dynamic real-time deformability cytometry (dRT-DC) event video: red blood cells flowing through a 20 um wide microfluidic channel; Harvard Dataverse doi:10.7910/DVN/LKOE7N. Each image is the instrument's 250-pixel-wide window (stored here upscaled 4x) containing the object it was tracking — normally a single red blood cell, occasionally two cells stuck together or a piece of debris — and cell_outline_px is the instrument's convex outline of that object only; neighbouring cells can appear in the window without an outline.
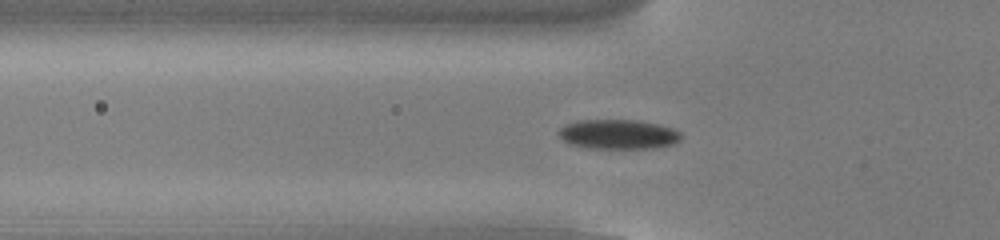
{"species": "common noctule bat (a hibernating species)", "species_latin": "Nyctalus noctula", "temperature_condition": "cold", "stored_images_in_passage": 55, "camera_frame_rate_fps": 3000, "um_per_image_px": 0.085, "animal": {"sex": "male", "body_mass_g": 13.0, "forearm_length_mm": 53.1}, "frame": {"image": 1, "passage_image": 19, "time_ms": 6.0, "image_size_px": [1000, 240], "cell_outline_px": [[680, 140], [672, 144], [656, 148], [588, 148], [568, 144], [560, 136], [560, 128], [564, 124], [580, 120], [640, 120], [660, 124], [672, 128], [680, 132]], "centroid_in_image_um": [52.56, 11.41], "position_along_channel_um": 73.2, "area_um2": 21.15}}
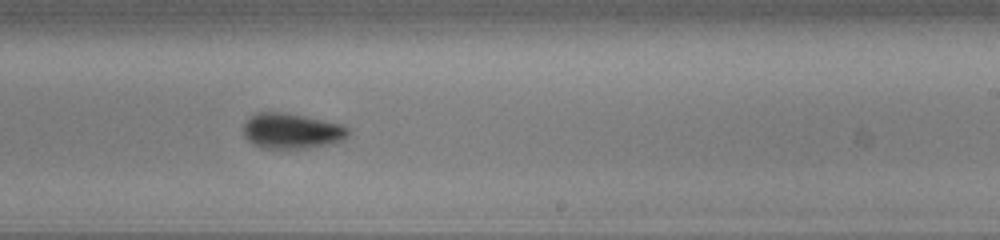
{"frame": {"image": 2, "passage_image": 34, "time_ms": 11.0, "image_size_px": [1000, 240], "cell_outline_px": [[348, 136], [344, 140], [328, 144], [308, 148], [260, 148], [252, 144], [244, 136], [244, 124], [248, 116], [256, 112], [280, 112], [304, 116], [340, 124], [348, 128]], "centroid_in_image_um": [24.75, 11.13], "position_along_channel_um": 264.3, "area_um2": 21.62}}
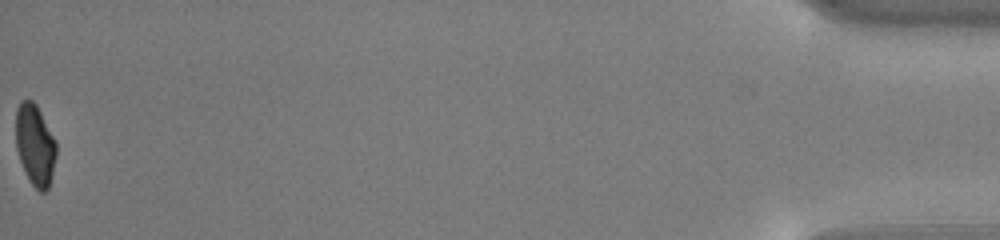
{"frame": {"image": 3, "passage_image": 55, "time_ms": 18.0, "image_size_px": [1000, 240], "cell_outline_px": [[56, 156], [52, 176], [48, 188], [44, 192], [40, 192], [28, 180], [20, 160], [16, 148], [16, 108], [20, 100], [32, 100], [36, 104], [56, 140]], "centroid_in_image_um": [2.98, 12.31], "position_along_channel_um": 432.2, "area_um2": 19.25}, "authors_computed_cell_mechanics": {"area_um2": 20.4034, "velocity_mm_per_s": 3.8249, "shape_relaxation_time_tau1_ms": 2.2995, "shape_relaxation_time_tau2_ms": null, "deformation_change_tau1": 0.0848, "deformation_change_tau2": null}}